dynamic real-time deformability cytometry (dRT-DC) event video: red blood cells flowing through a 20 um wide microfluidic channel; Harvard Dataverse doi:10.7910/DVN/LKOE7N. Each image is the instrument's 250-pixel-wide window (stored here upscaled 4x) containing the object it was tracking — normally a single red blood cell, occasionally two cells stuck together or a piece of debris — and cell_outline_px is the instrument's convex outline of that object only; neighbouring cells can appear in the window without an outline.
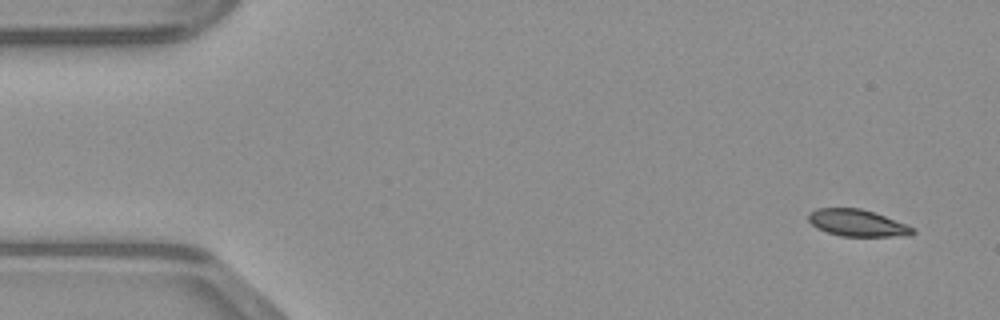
{"species": "common noctule bat (a hibernating species)", "species_latin": "Nyctalus noctula", "temperature_condition": "warm", "stored_images_in_passage": 48, "camera_frame_rate_fps": 3000, "um_per_image_px": 0.085, "animal": {"sex": "male", "body_mass_g": 23.1, "forearm_length_mm": 52.7}, "frame": {"image": 1, "passage_image": 2, "time_ms": 0.333, "image_size_px": [1000, 320], "cell_outline_px": [[916, 232], [912, 236], [840, 236], [816, 228], [808, 220], [808, 212], [816, 208], [860, 208], [908, 224], [916, 228]], "centroid_in_image_um": [72.9, 18.96], "position_along_channel_um": 12.1, "area_um2": 16.47}}
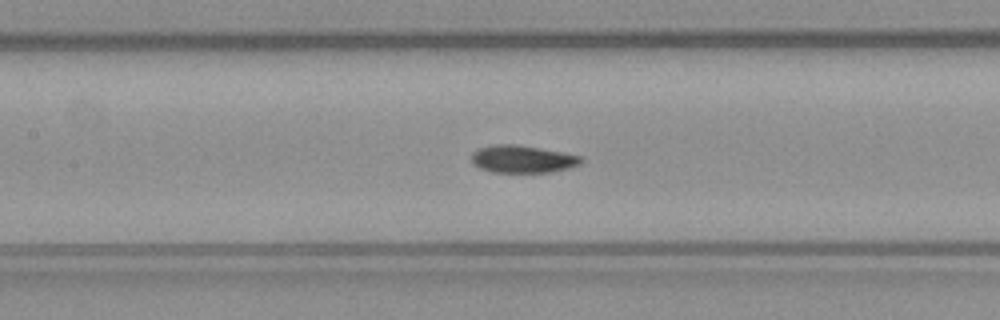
{"frame": {"image": 2, "passage_image": 21, "time_ms": 6.667, "image_size_px": [1000, 320], "cell_outline_px": [[584, 160], [580, 164], [568, 168], [548, 172], [492, 172], [480, 168], [472, 164], [472, 152], [480, 148], [496, 144], [516, 144], [560, 152], [580, 156]], "centroid_in_image_um": [44.38, 13.52], "position_along_channel_um": 163.0, "area_um2": 17.34}}
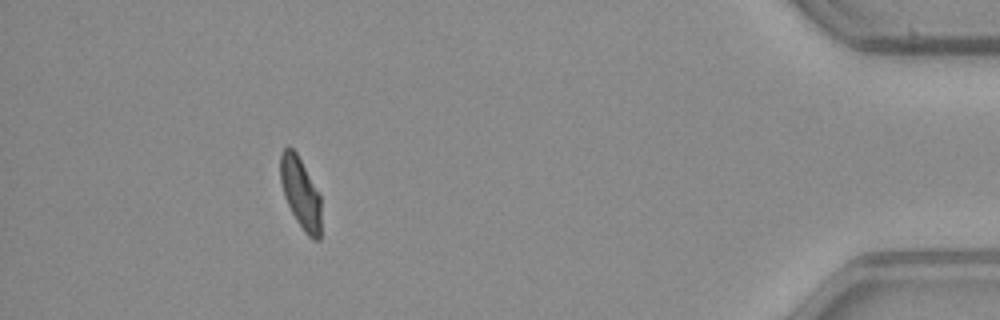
{"frame": {"image": 3, "passage_image": 43, "time_ms": 14.0, "image_size_px": [1000, 320], "cell_outline_px": [[320, 240], [312, 240], [304, 232], [296, 220], [284, 196], [280, 180], [280, 152], [284, 148], [292, 148], [296, 152], [320, 196]], "centroid_in_image_um": [25.53, 16.43], "position_along_channel_um": 409.7, "area_um2": 16.65}}